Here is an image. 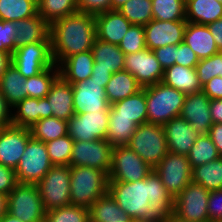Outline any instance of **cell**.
I'll use <instances>...</instances> for the list:
<instances>
[{
  "label": "cell",
  "instance_id": "6da1fadb",
  "mask_svg": "<svg viewBox=\"0 0 222 222\" xmlns=\"http://www.w3.org/2000/svg\"><path fill=\"white\" fill-rule=\"evenodd\" d=\"M53 60L59 66L66 58L92 50L96 39L95 16L75 12L50 25Z\"/></svg>",
  "mask_w": 222,
  "mask_h": 222
},
{
  "label": "cell",
  "instance_id": "7a4b0ae2",
  "mask_svg": "<svg viewBox=\"0 0 222 222\" xmlns=\"http://www.w3.org/2000/svg\"><path fill=\"white\" fill-rule=\"evenodd\" d=\"M70 179L71 205L89 208L108 193L109 176L105 171L71 166Z\"/></svg>",
  "mask_w": 222,
  "mask_h": 222
},
{
  "label": "cell",
  "instance_id": "3957f363",
  "mask_svg": "<svg viewBox=\"0 0 222 222\" xmlns=\"http://www.w3.org/2000/svg\"><path fill=\"white\" fill-rule=\"evenodd\" d=\"M186 94L162 82L146 87L147 123L165 125L180 115Z\"/></svg>",
  "mask_w": 222,
  "mask_h": 222
},
{
  "label": "cell",
  "instance_id": "277c9868",
  "mask_svg": "<svg viewBox=\"0 0 222 222\" xmlns=\"http://www.w3.org/2000/svg\"><path fill=\"white\" fill-rule=\"evenodd\" d=\"M108 193L131 221L139 222L148 209L149 175L136 182L109 181Z\"/></svg>",
  "mask_w": 222,
  "mask_h": 222
},
{
  "label": "cell",
  "instance_id": "5b68a950",
  "mask_svg": "<svg viewBox=\"0 0 222 222\" xmlns=\"http://www.w3.org/2000/svg\"><path fill=\"white\" fill-rule=\"evenodd\" d=\"M127 146L153 169L168 153L163 127L153 123L137 126Z\"/></svg>",
  "mask_w": 222,
  "mask_h": 222
},
{
  "label": "cell",
  "instance_id": "8992f818",
  "mask_svg": "<svg viewBox=\"0 0 222 222\" xmlns=\"http://www.w3.org/2000/svg\"><path fill=\"white\" fill-rule=\"evenodd\" d=\"M53 166L45 142L31 136L15 168L17 182L37 185Z\"/></svg>",
  "mask_w": 222,
  "mask_h": 222
},
{
  "label": "cell",
  "instance_id": "52a82bcc",
  "mask_svg": "<svg viewBox=\"0 0 222 222\" xmlns=\"http://www.w3.org/2000/svg\"><path fill=\"white\" fill-rule=\"evenodd\" d=\"M8 213L23 222H45L46 210L38 186L18 183L8 195Z\"/></svg>",
  "mask_w": 222,
  "mask_h": 222
},
{
  "label": "cell",
  "instance_id": "ba28073f",
  "mask_svg": "<svg viewBox=\"0 0 222 222\" xmlns=\"http://www.w3.org/2000/svg\"><path fill=\"white\" fill-rule=\"evenodd\" d=\"M71 166L54 165L37 184L46 212L71 205Z\"/></svg>",
  "mask_w": 222,
  "mask_h": 222
},
{
  "label": "cell",
  "instance_id": "9c48e42d",
  "mask_svg": "<svg viewBox=\"0 0 222 222\" xmlns=\"http://www.w3.org/2000/svg\"><path fill=\"white\" fill-rule=\"evenodd\" d=\"M153 170L128 146L113 147L109 181L136 182L145 179Z\"/></svg>",
  "mask_w": 222,
  "mask_h": 222
},
{
  "label": "cell",
  "instance_id": "30bf717a",
  "mask_svg": "<svg viewBox=\"0 0 222 222\" xmlns=\"http://www.w3.org/2000/svg\"><path fill=\"white\" fill-rule=\"evenodd\" d=\"M153 170L173 198H176L192 181V168L187 155L168 151Z\"/></svg>",
  "mask_w": 222,
  "mask_h": 222
},
{
  "label": "cell",
  "instance_id": "8fae6325",
  "mask_svg": "<svg viewBox=\"0 0 222 222\" xmlns=\"http://www.w3.org/2000/svg\"><path fill=\"white\" fill-rule=\"evenodd\" d=\"M11 63L24 78L36 76L55 65L51 42H35L17 48Z\"/></svg>",
  "mask_w": 222,
  "mask_h": 222
},
{
  "label": "cell",
  "instance_id": "7c38bea8",
  "mask_svg": "<svg viewBox=\"0 0 222 222\" xmlns=\"http://www.w3.org/2000/svg\"><path fill=\"white\" fill-rule=\"evenodd\" d=\"M209 192L201 184L191 181L174 199V214L189 222H209Z\"/></svg>",
  "mask_w": 222,
  "mask_h": 222
},
{
  "label": "cell",
  "instance_id": "4fadbf2b",
  "mask_svg": "<svg viewBox=\"0 0 222 222\" xmlns=\"http://www.w3.org/2000/svg\"><path fill=\"white\" fill-rule=\"evenodd\" d=\"M113 147L107 140L74 141L70 166L91 167L109 173Z\"/></svg>",
  "mask_w": 222,
  "mask_h": 222
},
{
  "label": "cell",
  "instance_id": "5bb4252c",
  "mask_svg": "<svg viewBox=\"0 0 222 222\" xmlns=\"http://www.w3.org/2000/svg\"><path fill=\"white\" fill-rule=\"evenodd\" d=\"M109 111L74 114L68 120V135L74 141L106 140Z\"/></svg>",
  "mask_w": 222,
  "mask_h": 222
},
{
  "label": "cell",
  "instance_id": "9a60e30c",
  "mask_svg": "<svg viewBox=\"0 0 222 222\" xmlns=\"http://www.w3.org/2000/svg\"><path fill=\"white\" fill-rule=\"evenodd\" d=\"M124 71L133 75L142 88L161 82L164 72L155 53L147 48L125 55Z\"/></svg>",
  "mask_w": 222,
  "mask_h": 222
},
{
  "label": "cell",
  "instance_id": "2e32d148",
  "mask_svg": "<svg viewBox=\"0 0 222 222\" xmlns=\"http://www.w3.org/2000/svg\"><path fill=\"white\" fill-rule=\"evenodd\" d=\"M73 105L75 114L110 109L105 88L91 78L73 83Z\"/></svg>",
  "mask_w": 222,
  "mask_h": 222
},
{
  "label": "cell",
  "instance_id": "e0dca14e",
  "mask_svg": "<svg viewBox=\"0 0 222 222\" xmlns=\"http://www.w3.org/2000/svg\"><path fill=\"white\" fill-rule=\"evenodd\" d=\"M30 137V128L15 125L2 127L0 130V164L15 169Z\"/></svg>",
  "mask_w": 222,
  "mask_h": 222
},
{
  "label": "cell",
  "instance_id": "ac0fdd59",
  "mask_svg": "<svg viewBox=\"0 0 222 222\" xmlns=\"http://www.w3.org/2000/svg\"><path fill=\"white\" fill-rule=\"evenodd\" d=\"M149 204L147 212L139 222H164L174 213V199L161 182L159 176L149 174Z\"/></svg>",
  "mask_w": 222,
  "mask_h": 222
},
{
  "label": "cell",
  "instance_id": "d6986e66",
  "mask_svg": "<svg viewBox=\"0 0 222 222\" xmlns=\"http://www.w3.org/2000/svg\"><path fill=\"white\" fill-rule=\"evenodd\" d=\"M187 21H159L152 19L145 30L146 48L155 50L156 48L177 45L183 42L184 30Z\"/></svg>",
  "mask_w": 222,
  "mask_h": 222
},
{
  "label": "cell",
  "instance_id": "ffe728a7",
  "mask_svg": "<svg viewBox=\"0 0 222 222\" xmlns=\"http://www.w3.org/2000/svg\"><path fill=\"white\" fill-rule=\"evenodd\" d=\"M179 116L190 123L200 135L209 133L213 124L210 98L202 90L187 94Z\"/></svg>",
  "mask_w": 222,
  "mask_h": 222
},
{
  "label": "cell",
  "instance_id": "44dd1931",
  "mask_svg": "<svg viewBox=\"0 0 222 222\" xmlns=\"http://www.w3.org/2000/svg\"><path fill=\"white\" fill-rule=\"evenodd\" d=\"M167 141L168 151L188 155L191 147L200 135L190 123L178 116L162 126Z\"/></svg>",
  "mask_w": 222,
  "mask_h": 222
},
{
  "label": "cell",
  "instance_id": "7402d4cb",
  "mask_svg": "<svg viewBox=\"0 0 222 222\" xmlns=\"http://www.w3.org/2000/svg\"><path fill=\"white\" fill-rule=\"evenodd\" d=\"M96 38L118 45L132 25L118 10L95 15Z\"/></svg>",
  "mask_w": 222,
  "mask_h": 222
},
{
  "label": "cell",
  "instance_id": "603a6c76",
  "mask_svg": "<svg viewBox=\"0 0 222 222\" xmlns=\"http://www.w3.org/2000/svg\"><path fill=\"white\" fill-rule=\"evenodd\" d=\"M52 116L46 97L40 99L26 97L12 108V125L30 128L40 119Z\"/></svg>",
  "mask_w": 222,
  "mask_h": 222
},
{
  "label": "cell",
  "instance_id": "cb8c5ba5",
  "mask_svg": "<svg viewBox=\"0 0 222 222\" xmlns=\"http://www.w3.org/2000/svg\"><path fill=\"white\" fill-rule=\"evenodd\" d=\"M14 25L16 49L35 42H51L50 25L38 13L31 18L15 21Z\"/></svg>",
  "mask_w": 222,
  "mask_h": 222
},
{
  "label": "cell",
  "instance_id": "d4e9b609",
  "mask_svg": "<svg viewBox=\"0 0 222 222\" xmlns=\"http://www.w3.org/2000/svg\"><path fill=\"white\" fill-rule=\"evenodd\" d=\"M46 98L53 117L68 121L75 114L72 84L61 76L54 81Z\"/></svg>",
  "mask_w": 222,
  "mask_h": 222
},
{
  "label": "cell",
  "instance_id": "484cf974",
  "mask_svg": "<svg viewBox=\"0 0 222 222\" xmlns=\"http://www.w3.org/2000/svg\"><path fill=\"white\" fill-rule=\"evenodd\" d=\"M183 42L196 53L199 60L220 52L207 25L187 22Z\"/></svg>",
  "mask_w": 222,
  "mask_h": 222
},
{
  "label": "cell",
  "instance_id": "4316f807",
  "mask_svg": "<svg viewBox=\"0 0 222 222\" xmlns=\"http://www.w3.org/2000/svg\"><path fill=\"white\" fill-rule=\"evenodd\" d=\"M94 66L92 50L66 58L60 65V76L68 83H78L91 77Z\"/></svg>",
  "mask_w": 222,
  "mask_h": 222
},
{
  "label": "cell",
  "instance_id": "83f0119b",
  "mask_svg": "<svg viewBox=\"0 0 222 222\" xmlns=\"http://www.w3.org/2000/svg\"><path fill=\"white\" fill-rule=\"evenodd\" d=\"M161 82L185 93L186 95L203 89L197 76L196 69L181 66L179 64H174L164 70Z\"/></svg>",
  "mask_w": 222,
  "mask_h": 222
},
{
  "label": "cell",
  "instance_id": "f1b7e54d",
  "mask_svg": "<svg viewBox=\"0 0 222 222\" xmlns=\"http://www.w3.org/2000/svg\"><path fill=\"white\" fill-rule=\"evenodd\" d=\"M92 53L94 56L93 69L110 70L112 73L124 70L125 54L118 45L106 43L96 38Z\"/></svg>",
  "mask_w": 222,
  "mask_h": 222
},
{
  "label": "cell",
  "instance_id": "f546056e",
  "mask_svg": "<svg viewBox=\"0 0 222 222\" xmlns=\"http://www.w3.org/2000/svg\"><path fill=\"white\" fill-rule=\"evenodd\" d=\"M117 117L130 118L137 125L147 123L146 87L137 93L110 105Z\"/></svg>",
  "mask_w": 222,
  "mask_h": 222
},
{
  "label": "cell",
  "instance_id": "4dcf8cb0",
  "mask_svg": "<svg viewBox=\"0 0 222 222\" xmlns=\"http://www.w3.org/2000/svg\"><path fill=\"white\" fill-rule=\"evenodd\" d=\"M186 21L207 25L222 17V3L217 0H186Z\"/></svg>",
  "mask_w": 222,
  "mask_h": 222
},
{
  "label": "cell",
  "instance_id": "1f68e13d",
  "mask_svg": "<svg viewBox=\"0 0 222 222\" xmlns=\"http://www.w3.org/2000/svg\"><path fill=\"white\" fill-rule=\"evenodd\" d=\"M136 78L127 71L115 72L108 81L105 92L110 105L141 90Z\"/></svg>",
  "mask_w": 222,
  "mask_h": 222
},
{
  "label": "cell",
  "instance_id": "d6a6232c",
  "mask_svg": "<svg viewBox=\"0 0 222 222\" xmlns=\"http://www.w3.org/2000/svg\"><path fill=\"white\" fill-rule=\"evenodd\" d=\"M0 92L12 108L27 97L26 78L12 63L1 76Z\"/></svg>",
  "mask_w": 222,
  "mask_h": 222
},
{
  "label": "cell",
  "instance_id": "836d02e7",
  "mask_svg": "<svg viewBox=\"0 0 222 222\" xmlns=\"http://www.w3.org/2000/svg\"><path fill=\"white\" fill-rule=\"evenodd\" d=\"M88 210L90 222H133L109 193L96 200Z\"/></svg>",
  "mask_w": 222,
  "mask_h": 222
},
{
  "label": "cell",
  "instance_id": "e575fe53",
  "mask_svg": "<svg viewBox=\"0 0 222 222\" xmlns=\"http://www.w3.org/2000/svg\"><path fill=\"white\" fill-rule=\"evenodd\" d=\"M137 125L130 118L117 117L109 111V124L106 140L112 147L127 146L136 130Z\"/></svg>",
  "mask_w": 222,
  "mask_h": 222
},
{
  "label": "cell",
  "instance_id": "d590c367",
  "mask_svg": "<svg viewBox=\"0 0 222 222\" xmlns=\"http://www.w3.org/2000/svg\"><path fill=\"white\" fill-rule=\"evenodd\" d=\"M192 182L209 191L222 189V156L192 168Z\"/></svg>",
  "mask_w": 222,
  "mask_h": 222
},
{
  "label": "cell",
  "instance_id": "8d00e7d4",
  "mask_svg": "<svg viewBox=\"0 0 222 222\" xmlns=\"http://www.w3.org/2000/svg\"><path fill=\"white\" fill-rule=\"evenodd\" d=\"M68 121L56 117L40 119L30 127L31 136L41 142H49L68 135Z\"/></svg>",
  "mask_w": 222,
  "mask_h": 222
},
{
  "label": "cell",
  "instance_id": "74e56055",
  "mask_svg": "<svg viewBox=\"0 0 222 222\" xmlns=\"http://www.w3.org/2000/svg\"><path fill=\"white\" fill-rule=\"evenodd\" d=\"M37 14L34 0H0V20L15 22Z\"/></svg>",
  "mask_w": 222,
  "mask_h": 222
},
{
  "label": "cell",
  "instance_id": "f35d334b",
  "mask_svg": "<svg viewBox=\"0 0 222 222\" xmlns=\"http://www.w3.org/2000/svg\"><path fill=\"white\" fill-rule=\"evenodd\" d=\"M77 11V0H39L37 2V13L42 16L49 25Z\"/></svg>",
  "mask_w": 222,
  "mask_h": 222
},
{
  "label": "cell",
  "instance_id": "ab89813d",
  "mask_svg": "<svg viewBox=\"0 0 222 222\" xmlns=\"http://www.w3.org/2000/svg\"><path fill=\"white\" fill-rule=\"evenodd\" d=\"M59 76V66L55 64L36 76L26 78L27 97L36 99L45 98L48 95L52 84Z\"/></svg>",
  "mask_w": 222,
  "mask_h": 222
},
{
  "label": "cell",
  "instance_id": "60d3db41",
  "mask_svg": "<svg viewBox=\"0 0 222 222\" xmlns=\"http://www.w3.org/2000/svg\"><path fill=\"white\" fill-rule=\"evenodd\" d=\"M187 156L191 168H194L219 158L220 154L207 133L198 136Z\"/></svg>",
  "mask_w": 222,
  "mask_h": 222
},
{
  "label": "cell",
  "instance_id": "b9f144b4",
  "mask_svg": "<svg viewBox=\"0 0 222 222\" xmlns=\"http://www.w3.org/2000/svg\"><path fill=\"white\" fill-rule=\"evenodd\" d=\"M186 0H152L153 19L159 21H186Z\"/></svg>",
  "mask_w": 222,
  "mask_h": 222
},
{
  "label": "cell",
  "instance_id": "7bdbcfd3",
  "mask_svg": "<svg viewBox=\"0 0 222 222\" xmlns=\"http://www.w3.org/2000/svg\"><path fill=\"white\" fill-rule=\"evenodd\" d=\"M118 11L134 25H147L152 19V0H128Z\"/></svg>",
  "mask_w": 222,
  "mask_h": 222
},
{
  "label": "cell",
  "instance_id": "ee69618b",
  "mask_svg": "<svg viewBox=\"0 0 222 222\" xmlns=\"http://www.w3.org/2000/svg\"><path fill=\"white\" fill-rule=\"evenodd\" d=\"M73 143L74 140L69 135L45 143L51 163L70 166Z\"/></svg>",
  "mask_w": 222,
  "mask_h": 222
},
{
  "label": "cell",
  "instance_id": "f6af8a7d",
  "mask_svg": "<svg viewBox=\"0 0 222 222\" xmlns=\"http://www.w3.org/2000/svg\"><path fill=\"white\" fill-rule=\"evenodd\" d=\"M45 222H90L86 207L68 205L46 212Z\"/></svg>",
  "mask_w": 222,
  "mask_h": 222
},
{
  "label": "cell",
  "instance_id": "bcb514c9",
  "mask_svg": "<svg viewBox=\"0 0 222 222\" xmlns=\"http://www.w3.org/2000/svg\"><path fill=\"white\" fill-rule=\"evenodd\" d=\"M118 46L125 55L136 53L145 49L146 44L144 27L142 25L132 24Z\"/></svg>",
  "mask_w": 222,
  "mask_h": 222
},
{
  "label": "cell",
  "instance_id": "7dc6e473",
  "mask_svg": "<svg viewBox=\"0 0 222 222\" xmlns=\"http://www.w3.org/2000/svg\"><path fill=\"white\" fill-rule=\"evenodd\" d=\"M195 69L202 86L213 77H222V51L208 58L199 60Z\"/></svg>",
  "mask_w": 222,
  "mask_h": 222
},
{
  "label": "cell",
  "instance_id": "c3c4849f",
  "mask_svg": "<svg viewBox=\"0 0 222 222\" xmlns=\"http://www.w3.org/2000/svg\"><path fill=\"white\" fill-rule=\"evenodd\" d=\"M15 50L14 22L0 20V51L13 54Z\"/></svg>",
  "mask_w": 222,
  "mask_h": 222
},
{
  "label": "cell",
  "instance_id": "681fc988",
  "mask_svg": "<svg viewBox=\"0 0 222 222\" xmlns=\"http://www.w3.org/2000/svg\"><path fill=\"white\" fill-rule=\"evenodd\" d=\"M78 11L97 15L111 10V0H77Z\"/></svg>",
  "mask_w": 222,
  "mask_h": 222
},
{
  "label": "cell",
  "instance_id": "f907efd6",
  "mask_svg": "<svg viewBox=\"0 0 222 222\" xmlns=\"http://www.w3.org/2000/svg\"><path fill=\"white\" fill-rule=\"evenodd\" d=\"M198 62L199 58L196 53L185 42L177 44L175 64L188 68H195Z\"/></svg>",
  "mask_w": 222,
  "mask_h": 222
},
{
  "label": "cell",
  "instance_id": "816d5d0a",
  "mask_svg": "<svg viewBox=\"0 0 222 222\" xmlns=\"http://www.w3.org/2000/svg\"><path fill=\"white\" fill-rule=\"evenodd\" d=\"M207 210L209 222L222 220V189L212 190L209 192Z\"/></svg>",
  "mask_w": 222,
  "mask_h": 222
},
{
  "label": "cell",
  "instance_id": "f5cc1de1",
  "mask_svg": "<svg viewBox=\"0 0 222 222\" xmlns=\"http://www.w3.org/2000/svg\"><path fill=\"white\" fill-rule=\"evenodd\" d=\"M163 70L173 66L177 55V45H167L153 50Z\"/></svg>",
  "mask_w": 222,
  "mask_h": 222
},
{
  "label": "cell",
  "instance_id": "db71d44e",
  "mask_svg": "<svg viewBox=\"0 0 222 222\" xmlns=\"http://www.w3.org/2000/svg\"><path fill=\"white\" fill-rule=\"evenodd\" d=\"M17 184L15 169L0 164V193L9 195Z\"/></svg>",
  "mask_w": 222,
  "mask_h": 222
},
{
  "label": "cell",
  "instance_id": "11a10c76",
  "mask_svg": "<svg viewBox=\"0 0 222 222\" xmlns=\"http://www.w3.org/2000/svg\"><path fill=\"white\" fill-rule=\"evenodd\" d=\"M202 91L210 98V100L222 99V77H213L203 85Z\"/></svg>",
  "mask_w": 222,
  "mask_h": 222
},
{
  "label": "cell",
  "instance_id": "9f6ffc18",
  "mask_svg": "<svg viewBox=\"0 0 222 222\" xmlns=\"http://www.w3.org/2000/svg\"><path fill=\"white\" fill-rule=\"evenodd\" d=\"M12 125V107L0 92V128Z\"/></svg>",
  "mask_w": 222,
  "mask_h": 222
},
{
  "label": "cell",
  "instance_id": "6f0895ef",
  "mask_svg": "<svg viewBox=\"0 0 222 222\" xmlns=\"http://www.w3.org/2000/svg\"><path fill=\"white\" fill-rule=\"evenodd\" d=\"M208 134L218 153L222 156V123H213Z\"/></svg>",
  "mask_w": 222,
  "mask_h": 222
},
{
  "label": "cell",
  "instance_id": "680465c9",
  "mask_svg": "<svg viewBox=\"0 0 222 222\" xmlns=\"http://www.w3.org/2000/svg\"><path fill=\"white\" fill-rule=\"evenodd\" d=\"M207 26L214 38L217 48L219 51H222V17L215 22L207 24Z\"/></svg>",
  "mask_w": 222,
  "mask_h": 222
},
{
  "label": "cell",
  "instance_id": "91938a15",
  "mask_svg": "<svg viewBox=\"0 0 222 222\" xmlns=\"http://www.w3.org/2000/svg\"><path fill=\"white\" fill-rule=\"evenodd\" d=\"M113 73L110 70H103V69H93L91 74L92 81L97 83H101L103 88H106L108 81L111 78Z\"/></svg>",
  "mask_w": 222,
  "mask_h": 222
},
{
  "label": "cell",
  "instance_id": "94428289",
  "mask_svg": "<svg viewBox=\"0 0 222 222\" xmlns=\"http://www.w3.org/2000/svg\"><path fill=\"white\" fill-rule=\"evenodd\" d=\"M210 114L213 123H222V99L210 100Z\"/></svg>",
  "mask_w": 222,
  "mask_h": 222
},
{
  "label": "cell",
  "instance_id": "6125c7cd",
  "mask_svg": "<svg viewBox=\"0 0 222 222\" xmlns=\"http://www.w3.org/2000/svg\"><path fill=\"white\" fill-rule=\"evenodd\" d=\"M12 54H7L0 51V79L6 69L11 65Z\"/></svg>",
  "mask_w": 222,
  "mask_h": 222
},
{
  "label": "cell",
  "instance_id": "be15d7a7",
  "mask_svg": "<svg viewBox=\"0 0 222 222\" xmlns=\"http://www.w3.org/2000/svg\"><path fill=\"white\" fill-rule=\"evenodd\" d=\"M8 212V195L0 193V219Z\"/></svg>",
  "mask_w": 222,
  "mask_h": 222
},
{
  "label": "cell",
  "instance_id": "e7e4bbea",
  "mask_svg": "<svg viewBox=\"0 0 222 222\" xmlns=\"http://www.w3.org/2000/svg\"><path fill=\"white\" fill-rule=\"evenodd\" d=\"M0 222H23L21 219H18L8 212L0 219Z\"/></svg>",
  "mask_w": 222,
  "mask_h": 222
},
{
  "label": "cell",
  "instance_id": "03108f58",
  "mask_svg": "<svg viewBox=\"0 0 222 222\" xmlns=\"http://www.w3.org/2000/svg\"><path fill=\"white\" fill-rule=\"evenodd\" d=\"M128 0H111V10H118Z\"/></svg>",
  "mask_w": 222,
  "mask_h": 222
},
{
  "label": "cell",
  "instance_id": "003e7915",
  "mask_svg": "<svg viewBox=\"0 0 222 222\" xmlns=\"http://www.w3.org/2000/svg\"><path fill=\"white\" fill-rule=\"evenodd\" d=\"M164 222H189V221L183 220L174 213H172L168 218H166Z\"/></svg>",
  "mask_w": 222,
  "mask_h": 222
}]
</instances>
